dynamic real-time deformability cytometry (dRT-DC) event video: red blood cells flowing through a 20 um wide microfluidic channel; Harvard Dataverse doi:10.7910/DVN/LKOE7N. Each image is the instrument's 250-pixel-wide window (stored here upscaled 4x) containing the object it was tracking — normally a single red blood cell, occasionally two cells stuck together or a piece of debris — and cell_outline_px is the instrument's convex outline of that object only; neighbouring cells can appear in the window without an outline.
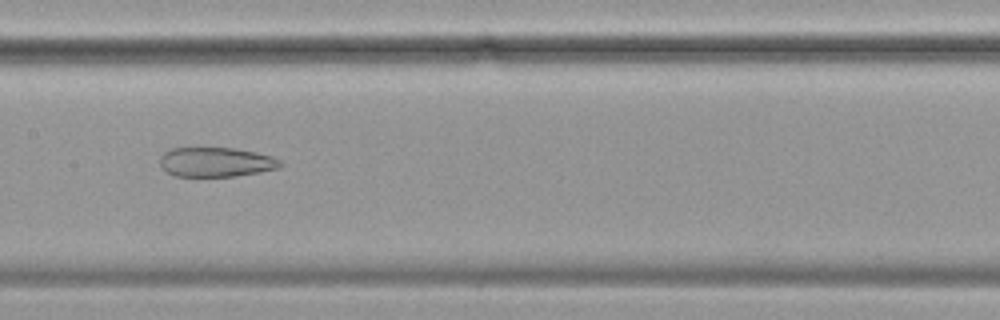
{"species": "common noctule bat (a hibernating species)", "species_latin": "Nyctalus noctula", "temperature_condition": "cold", "stored_images_in_passage": 56, "camera_frame_rate_fps": 3000, "um_per_image_px": 0.085, "animal": {"sex": "female", "body_mass_g": 19.9}, "frame": {"image": 1, "passage_image": 27, "time_ms": 8.667, "image_size_px": [1000, 320], "cell_outline_px": [[284, 164], [276, 168], [260, 172], [236, 176], [176, 176], [168, 172], [160, 164], [160, 156], [164, 152], [172, 148], [232, 148], [272, 156], [280, 160]], "centroid_in_image_um": [18.35, 13.78], "position_along_channel_um": 189.0, "area_um2": 20.46}}
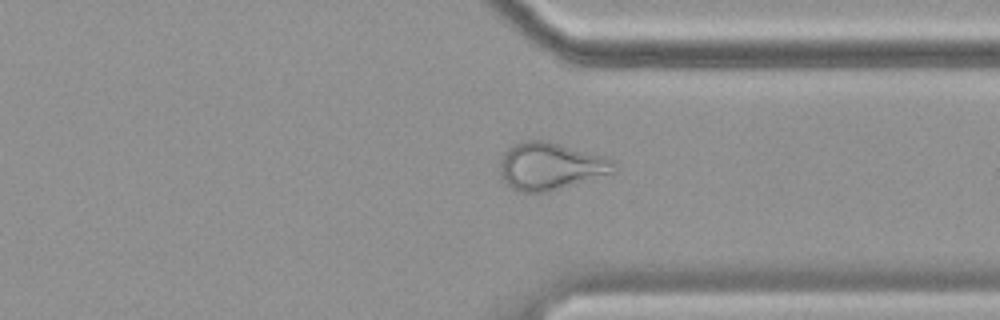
{"frame": {"image": 2, "passage_image": 42, "time_ms": 13.667, "image_size_px": [1000, 320], "cell_outline_px": [[616, 172], [544, 192], [520, 192], [512, 188], [500, 176], [500, 160], [504, 152], [508, 148], [516, 144], [528, 140], [544, 140], [608, 156], [616, 160]], "centroid_in_image_um": [46.82, 14.11], "position_along_channel_um": 364.6, "area_um2": 31.39}}
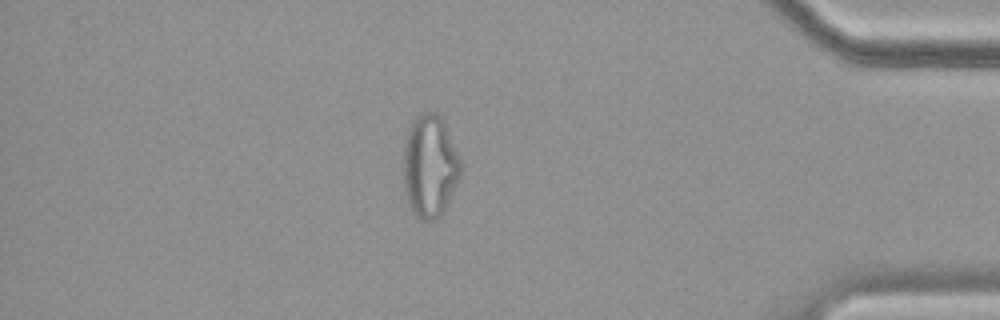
{"frame": {"image": 3, "passage_image": 48, "time_ms": 15.667, "image_size_px": [1000, 320], "cell_outline_px": [[460, 180], [444, 212], [436, 220], [424, 220], [416, 216], [412, 212], [408, 204], [404, 188], [404, 144], [408, 128], [416, 116], [424, 112], [436, 112], [444, 120], [460, 160]], "centroid_in_image_um": [36.54, 14.14], "position_along_channel_um": 398.7, "area_um2": 34.51}}